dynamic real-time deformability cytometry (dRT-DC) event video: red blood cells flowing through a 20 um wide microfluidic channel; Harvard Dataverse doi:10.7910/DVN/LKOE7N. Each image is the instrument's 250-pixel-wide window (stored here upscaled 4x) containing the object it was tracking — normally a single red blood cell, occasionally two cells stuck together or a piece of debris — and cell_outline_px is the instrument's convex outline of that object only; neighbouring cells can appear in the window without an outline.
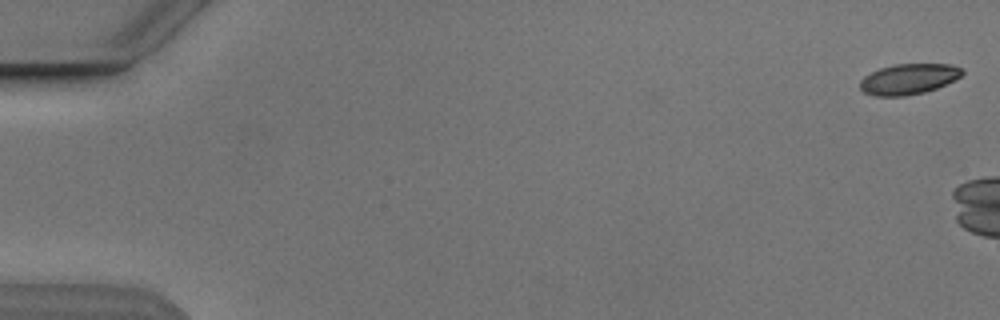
{"species": "Egyptian fruit bat (a non-hibernating species)", "species_latin": "Rousettus aegyptiacus", "temperature_condition": "cold", "stored_images_in_passage": 14, "camera_frame_rate_fps": 3000, "um_per_image_px": 0.085, "animal": {"sex": "male"}, "frame": {"image": 1, "passage_image": 1, "time_ms": 0.0, "image_size_px": [1000, 320], "cell_outline_px": [[964, 72], [960, 76], [936, 88], [924, 92], [904, 96], [876, 96], [864, 92], [860, 88], [860, 80], [864, 76], [880, 68], [896, 64], [952, 64], [960, 68]], "centroid_in_image_um": [77.2, 6.72], "position_along_channel_um": 7.8, "area_um2": 17.98}}